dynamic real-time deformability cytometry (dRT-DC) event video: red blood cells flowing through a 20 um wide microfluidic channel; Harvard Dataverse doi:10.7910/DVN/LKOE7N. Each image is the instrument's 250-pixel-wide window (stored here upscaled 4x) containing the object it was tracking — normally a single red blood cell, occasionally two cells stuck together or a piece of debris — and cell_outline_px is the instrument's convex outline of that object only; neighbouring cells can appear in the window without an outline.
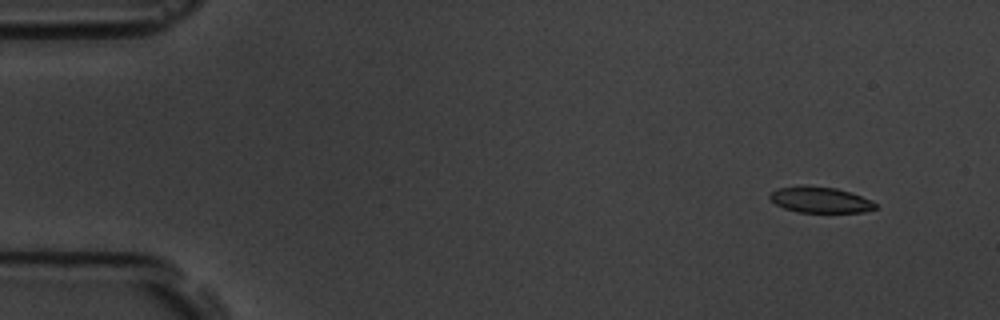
{"species": "common noctule bat (a hibernating species)", "species_latin": "Nyctalus noctula", "temperature_condition": "room temperature", "stored_images_in_passage": 5, "camera_frame_rate_fps": 3000, "um_per_image_px": 0.085, "animal": {"sex": "male", "body_mass_g": 19.5, "forearm_length_mm": 54.6}, "frame": {"image": 1, "passage_image": 2, "time_ms": 1.333, "image_size_px": [1000, 320], "cell_outline_px": [[876, 208], [864, 212], [796, 212], [784, 208], [776, 204], [768, 196], [776, 188], [804, 184], [836, 188], [852, 192], [872, 200], [876, 204]], "centroid_in_image_um": [69.71, 16.96], "position_along_channel_um": 15.3, "area_um2": 16.18}}